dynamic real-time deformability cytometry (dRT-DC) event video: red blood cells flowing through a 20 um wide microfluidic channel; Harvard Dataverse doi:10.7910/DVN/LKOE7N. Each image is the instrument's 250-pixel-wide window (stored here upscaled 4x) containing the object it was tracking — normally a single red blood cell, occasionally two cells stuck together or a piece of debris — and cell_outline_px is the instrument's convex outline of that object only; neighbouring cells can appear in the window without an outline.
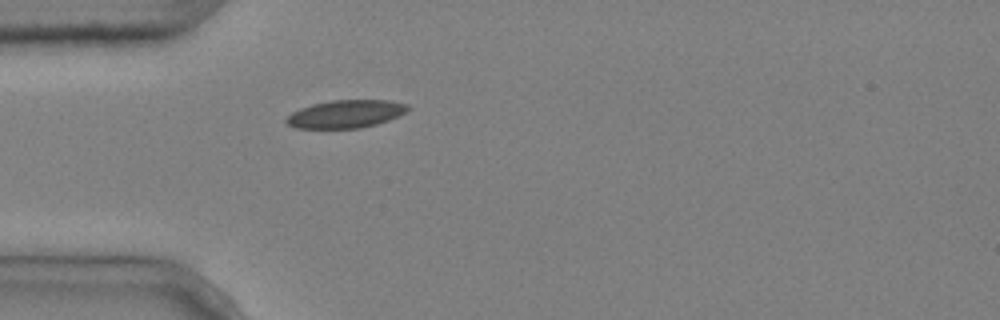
{"species": "common noctule bat (a hibernating species)", "species_latin": "Nyctalus noctula", "temperature_condition": "cold", "stored_images_in_passage": 2, "camera_frame_rate_fps": 3000, "um_per_image_px": 0.085, "animal": {"sex": "male", "body_mass_g": 20.4}, "frame": {"image": 1, "passage_image": 2, "time_ms": 0.333, "image_size_px": [1000, 320], "cell_outline_px": [[412, 108], [408, 112], [400, 116], [376, 124], [360, 128], [296, 128], [288, 124], [284, 120], [292, 112], [300, 108], [312, 104], [332, 100], [392, 100], [408, 104]], "centroid_in_image_um": [29.45, 9.68], "position_along_channel_um": 55.6, "area_um2": 19.94}}